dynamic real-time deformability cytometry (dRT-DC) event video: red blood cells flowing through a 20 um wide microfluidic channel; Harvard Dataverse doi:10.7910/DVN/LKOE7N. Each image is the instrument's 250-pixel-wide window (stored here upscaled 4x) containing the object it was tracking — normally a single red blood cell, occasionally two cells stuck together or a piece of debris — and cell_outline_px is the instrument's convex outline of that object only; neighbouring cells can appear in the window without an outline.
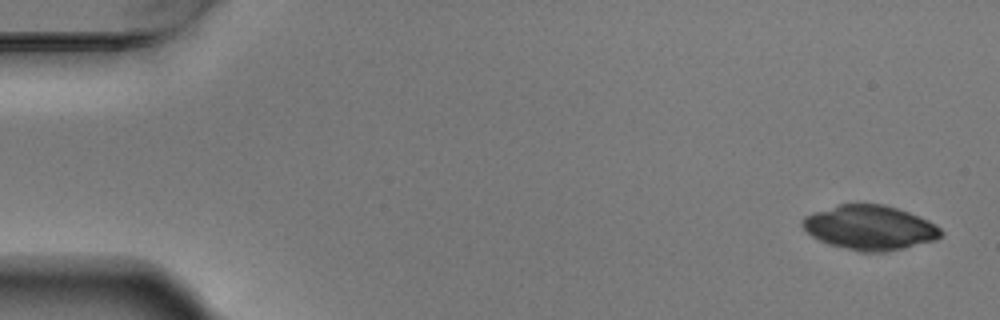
{"species": "Egyptian fruit bat (a non-hibernating species)", "species_latin": "Rousettus aegyptiacus", "temperature_condition": "warm", "stored_images_in_passage": 5, "camera_frame_rate_fps": 3000, "um_per_image_px": 0.085, "animal": {"sex": "male"}, "frame": {"image": 1, "passage_image": 1, "time_ms": 0.0, "image_size_px": [1000, 320], "cell_outline_px": [[944, 232], [936, 240], [904, 248], [880, 252], [864, 252], [844, 248], [828, 244], [812, 236], [800, 224], [800, 220], [804, 216], [812, 212], [840, 204], [884, 204], [908, 212], [928, 220], [936, 224]], "centroid_in_image_um": [73.92, 19.34], "position_along_channel_um": 11.1, "area_um2": 35.89}}